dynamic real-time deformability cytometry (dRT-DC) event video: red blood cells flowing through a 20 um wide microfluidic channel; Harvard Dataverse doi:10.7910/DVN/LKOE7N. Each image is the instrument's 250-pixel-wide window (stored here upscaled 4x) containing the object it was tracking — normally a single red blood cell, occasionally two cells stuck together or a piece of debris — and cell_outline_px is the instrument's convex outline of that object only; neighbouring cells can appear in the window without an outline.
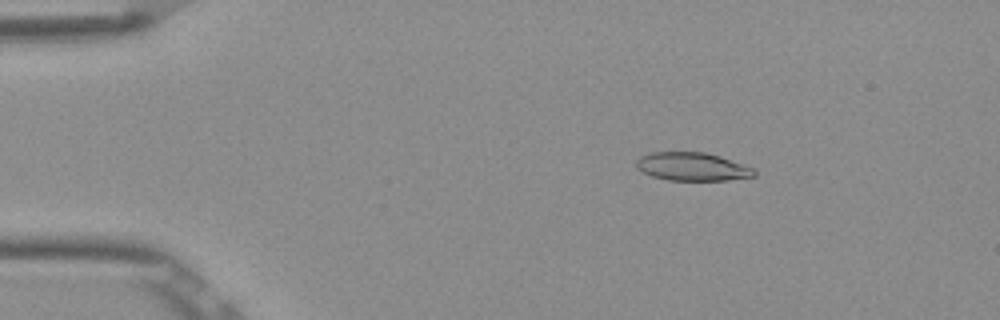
{"species": "Egyptian fruit bat (a non-hibernating species)", "species_latin": "Rousettus aegyptiacus", "temperature_condition": "room temperature", "stored_images_in_passage": 5, "camera_frame_rate_fps": 3000, "um_per_image_px": 0.085, "frame": {"image": 1, "passage_image": 3, "time_ms": 0.667, "image_size_px": [1000, 320], "cell_outline_px": [[756, 176], [728, 180], [668, 180], [652, 176], [636, 168], [636, 160], [640, 156], [652, 152], [704, 152], [720, 156], [752, 168], [756, 172]], "centroid_in_image_um": [58.82, 14.16], "position_along_channel_um": 26.2, "area_um2": 19.31}}